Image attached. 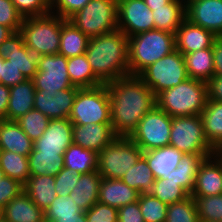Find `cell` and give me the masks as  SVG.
Here are the masks:
<instances>
[{"label":"cell","instance_id":"1","mask_svg":"<svg viewBox=\"0 0 222 222\" xmlns=\"http://www.w3.org/2000/svg\"><path fill=\"white\" fill-rule=\"evenodd\" d=\"M105 85L112 129L116 136L129 137L142 117L156 106V96L138 76L122 77Z\"/></svg>","mask_w":222,"mask_h":222},{"label":"cell","instance_id":"2","mask_svg":"<svg viewBox=\"0 0 222 222\" xmlns=\"http://www.w3.org/2000/svg\"><path fill=\"white\" fill-rule=\"evenodd\" d=\"M85 55L103 84L130 76L128 37L120 30L89 38Z\"/></svg>","mask_w":222,"mask_h":222},{"label":"cell","instance_id":"3","mask_svg":"<svg viewBox=\"0 0 222 222\" xmlns=\"http://www.w3.org/2000/svg\"><path fill=\"white\" fill-rule=\"evenodd\" d=\"M175 50V33L152 29L128 37V61L131 76Z\"/></svg>","mask_w":222,"mask_h":222},{"label":"cell","instance_id":"4","mask_svg":"<svg viewBox=\"0 0 222 222\" xmlns=\"http://www.w3.org/2000/svg\"><path fill=\"white\" fill-rule=\"evenodd\" d=\"M207 99V83L188 78L159 93L156 106L171 117L200 115Z\"/></svg>","mask_w":222,"mask_h":222},{"label":"cell","instance_id":"5","mask_svg":"<svg viewBox=\"0 0 222 222\" xmlns=\"http://www.w3.org/2000/svg\"><path fill=\"white\" fill-rule=\"evenodd\" d=\"M88 38L118 30V0H90L67 19Z\"/></svg>","mask_w":222,"mask_h":222},{"label":"cell","instance_id":"6","mask_svg":"<svg viewBox=\"0 0 222 222\" xmlns=\"http://www.w3.org/2000/svg\"><path fill=\"white\" fill-rule=\"evenodd\" d=\"M65 20L52 13L25 17L19 32L26 46L36 49L43 55H55L59 52L61 28Z\"/></svg>","mask_w":222,"mask_h":222},{"label":"cell","instance_id":"7","mask_svg":"<svg viewBox=\"0 0 222 222\" xmlns=\"http://www.w3.org/2000/svg\"><path fill=\"white\" fill-rule=\"evenodd\" d=\"M143 155L129 137L116 136L98 153L97 171L102 178L121 179Z\"/></svg>","mask_w":222,"mask_h":222},{"label":"cell","instance_id":"8","mask_svg":"<svg viewBox=\"0 0 222 222\" xmlns=\"http://www.w3.org/2000/svg\"><path fill=\"white\" fill-rule=\"evenodd\" d=\"M72 124L111 123L109 92L105 84L79 88L68 118Z\"/></svg>","mask_w":222,"mask_h":222},{"label":"cell","instance_id":"9","mask_svg":"<svg viewBox=\"0 0 222 222\" xmlns=\"http://www.w3.org/2000/svg\"><path fill=\"white\" fill-rule=\"evenodd\" d=\"M138 77L155 96L189 78L184 55L177 49L149 65Z\"/></svg>","mask_w":222,"mask_h":222},{"label":"cell","instance_id":"10","mask_svg":"<svg viewBox=\"0 0 222 222\" xmlns=\"http://www.w3.org/2000/svg\"><path fill=\"white\" fill-rule=\"evenodd\" d=\"M184 154H215L205 137L200 115L172 117L170 144Z\"/></svg>","mask_w":222,"mask_h":222},{"label":"cell","instance_id":"11","mask_svg":"<svg viewBox=\"0 0 222 222\" xmlns=\"http://www.w3.org/2000/svg\"><path fill=\"white\" fill-rule=\"evenodd\" d=\"M172 117L155 106L142 117L129 138L143 152L165 147L170 144Z\"/></svg>","mask_w":222,"mask_h":222},{"label":"cell","instance_id":"12","mask_svg":"<svg viewBox=\"0 0 222 222\" xmlns=\"http://www.w3.org/2000/svg\"><path fill=\"white\" fill-rule=\"evenodd\" d=\"M0 56L8 60L11 66L19 69L26 79H33L43 54L26 46L22 34L17 31L1 43Z\"/></svg>","mask_w":222,"mask_h":222},{"label":"cell","instance_id":"13","mask_svg":"<svg viewBox=\"0 0 222 222\" xmlns=\"http://www.w3.org/2000/svg\"><path fill=\"white\" fill-rule=\"evenodd\" d=\"M33 82L35 89H43L45 93L76 87L68 75L67 58L60 54L42 56Z\"/></svg>","mask_w":222,"mask_h":222},{"label":"cell","instance_id":"14","mask_svg":"<svg viewBox=\"0 0 222 222\" xmlns=\"http://www.w3.org/2000/svg\"><path fill=\"white\" fill-rule=\"evenodd\" d=\"M155 29L152 10L144 0H118V30L127 37Z\"/></svg>","mask_w":222,"mask_h":222},{"label":"cell","instance_id":"15","mask_svg":"<svg viewBox=\"0 0 222 222\" xmlns=\"http://www.w3.org/2000/svg\"><path fill=\"white\" fill-rule=\"evenodd\" d=\"M73 124L68 118L50 119L42 136L35 140L33 149L38 152L58 153L64 155L73 143Z\"/></svg>","mask_w":222,"mask_h":222},{"label":"cell","instance_id":"16","mask_svg":"<svg viewBox=\"0 0 222 222\" xmlns=\"http://www.w3.org/2000/svg\"><path fill=\"white\" fill-rule=\"evenodd\" d=\"M78 89L79 87H70L53 93L36 89L34 109L49 119L69 118Z\"/></svg>","mask_w":222,"mask_h":222},{"label":"cell","instance_id":"17","mask_svg":"<svg viewBox=\"0 0 222 222\" xmlns=\"http://www.w3.org/2000/svg\"><path fill=\"white\" fill-rule=\"evenodd\" d=\"M186 19L222 36V0H194L186 5Z\"/></svg>","mask_w":222,"mask_h":222},{"label":"cell","instance_id":"18","mask_svg":"<svg viewBox=\"0 0 222 222\" xmlns=\"http://www.w3.org/2000/svg\"><path fill=\"white\" fill-rule=\"evenodd\" d=\"M222 194V152L205 158L201 163L191 193L192 197Z\"/></svg>","mask_w":222,"mask_h":222},{"label":"cell","instance_id":"19","mask_svg":"<svg viewBox=\"0 0 222 222\" xmlns=\"http://www.w3.org/2000/svg\"><path fill=\"white\" fill-rule=\"evenodd\" d=\"M73 144L99 153L115 137L111 123L73 124Z\"/></svg>","mask_w":222,"mask_h":222},{"label":"cell","instance_id":"20","mask_svg":"<svg viewBox=\"0 0 222 222\" xmlns=\"http://www.w3.org/2000/svg\"><path fill=\"white\" fill-rule=\"evenodd\" d=\"M216 37L211 31L185 19L175 32V49L184 55L200 49L212 48Z\"/></svg>","mask_w":222,"mask_h":222},{"label":"cell","instance_id":"21","mask_svg":"<svg viewBox=\"0 0 222 222\" xmlns=\"http://www.w3.org/2000/svg\"><path fill=\"white\" fill-rule=\"evenodd\" d=\"M139 193L129 187L121 179L102 178L98 202L115 208L134 203L138 200Z\"/></svg>","mask_w":222,"mask_h":222},{"label":"cell","instance_id":"22","mask_svg":"<svg viewBox=\"0 0 222 222\" xmlns=\"http://www.w3.org/2000/svg\"><path fill=\"white\" fill-rule=\"evenodd\" d=\"M35 92L33 79L11 86L5 120L16 121L33 109Z\"/></svg>","mask_w":222,"mask_h":222},{"label":"cell","instance_id":"23","mask_svg":"<svg viewBox=\"0 0 222 222\" xmlns=\"http://www.w3.org/2000/svg\"><path fill=\"white\" fill-rule=\"evenodd\" d=\"M33 143L16 121L0 120V150L28 157Z\"/></svg>","mask_w":222,"mask_h":222},{"label":"cell","instance_id":"24","mask_svg":"<svg viewBox=\"0 0 222 222\" xmlns=\"http://www.w3.org/2000/svg\"><path fill=\"white\" fill-rule=\"evenodd\" d=\"M8 222H45V213L22 191L4 207Z\"/></svg>","mask_w":222,"mask_h":222},{"label":"cell","instance_id":"25","mask_svg":"<svg viewBox=\"0 0 222 222\" xmlns=\"http://www.w3.org/2000/svg\"><path fill=\"white\" fill-rule=\"evenodd\" d=\"M143 156L146 158L155 179H160L162 176H168L172 170L177 168L184 153L171 145H167L145 151Z\"/></svg>","mask_w":222,"mask_h":222},{"label":"cell","instance_id":"26","mask_svg":"<svg viewBox=\"0 0 222 222\" xmlns=\"http://www.w3.org/2000/svg\"><path fill=\"white\" fill-rule=\"evenodd\" d=\"M101 179L102 176L97 170L80 175L69 196L72 197L82 211H88L98 202Z\"/></svg>","mask_w":222,"mask_h":222},{"label":"cell","instance_id":"27","mask_svg":"<svg viewBox=\"0 0 222 222\" xmlns=\"http://www.w3.org/2000/svg\"><path fill=\"white\" fill-rule=\"evenodd\" d=\"M212 155L214 154H184L177 168L162 178L176 181L191 195L201 163Z\"/></svg>","mask_w":222,"mask_h":222},{"label":"cell","instance_id":"28","mask_svg":"<svg viewBox=\"0 0 222 222\" xmlns=\"http://www.w3.org/2000/svg\"><path fill=\"white\" fill-rule=\"evenodd\" d=\"M23 191L40 209L46 210L57 196L55 178L48 174L30 176L23 185Z\"/></svg>","mask_w":222,"mask_h":222},{"label":"cell","instance_id":"29","mask_svg":"<svg viewBox=\"0 0 222 222\" xmlns=\"http://www.w3.org/2000/svg\"><path fill=\"white\" fill-rule=\"evenodd\" d=\"M200 116L209 144L217 152H222V102L207 99L205 109Z\"/></svg>","mask_w":222,"mask_h":222},{"label":"cell","instance_id":"30","mask_svg":"<svg viewBox=\"0 0 222 222\" xmlns=\"http://www.w3.org/2000/svg\"><path fill=\"white\" fill-rule=\"evenodd\" d=\"M155 29L175 33L186 19V5L182 0H171L164 7L153 8Z\"/></svg>","mask_w":222,"mask_h":222},{"label":"cell","instance_id":"31","mask_svg":"<svg viewBox=\"0 0 222 222\" xmlns=\"http://www.w3.org/2000/svg\"><path fill=\"white\" fill-rule=\"evenodd\" d=\"M45 221L51 222H87L86 214L74 202L72 197L56 196L51 205L44 210Z\"/></svg>","mask_w":222,"mask_h":222},{"label":"cell","instance_id":"32","mask_svg":"<svg viewBox=\"0 0 222 222\" xmlns=\"http://www.w3.org/2000/svg\"><path fill=\"white\" fill-rule=\"evenodd\" d=\"M184 59L189 78L207 83L214 76L212 48L184 54Z\"/></svg>","mask_w":222,"mask_h":222},{"label":"cell","instance_id":"33","mask_svg":"<svg viewBox=\"0 0 222 222\" xmlns=\"http://www.w3.org/2000/svg\"><path fill=\"white\" fill-rule=\"evenodd\" d=\"M89 38L67 19L62 23L58 54L71 58L85 54Z\"/></svg>","mask_w":222,"mask_h":222},{"label":"cell","instance_id":"34","mask_svg":"<svg viewBox=\"0 0 222 222\" xmlns=\"http://www.w3.org/2000/svg\"><path fill=\"white\" fill-rule=\"evenodd\" d=\"M64 167L72 169L76 174L96 171L98 153L72 143L64 152Z\"/></svg>","mask_w":222,"mask_h":222},{"label":"cell","instance_id":"35","mask_svg":"<svg viewBox=\"0 0 222 222\" xmlns=\"http://www.w3.org/2000/svg\"><path fill=\"white\" fill-rule=\"evenodd\" d=\"M67 71L73 86L91 88L103 84L94 75L85 54L67 58Z\"/></svg>","mask_w":222,"mask_h":222},{"label":"cell","instance_id":"36","mask_svg":"<svg viewBox=\"0 0 222 222\" xmlns=\"http://www.w3.org/2000/svg\"><path fill=\"white\" fill-rule=\"evenodd\" d=\"M30 176H56L64 168V155L58 153L38 152L34 149L28 156Z\"/></svg>","mask_w":222,"mask_h":222},{"label":"cell","instance_id":"37","mask_svg":"<svg viewBox=\"0 0 222 222\" xmlns=\"http://www.w3.org/2000/svg\"><path fill=\"white\" fill-rule=\"evenodd\" d=\"M121 180L138 191L139 194H146L151 192L155 177L146 158L142 155L138 162L128 169Z\"/></svg>","mask_w":222,"mask_h":222},{"label":"cell","instance_id":"38","mask_svg":"<svg viewBox=\"0 0 222 222\" xmlns=\"http://www.w3.org/2000/svg\"><path fill=\"white\" fill-rule=\"evenodd\" d=\"M0 167L5 176L19 181L24 185L30 177L28 157L0 150Z\"/></svg>","mask_w":222,"mask_h":222},{"label":"cell","instance_id":"39","mask_svg":"<svg viewBox=\"0 0 222 222\" xmlns=\"http://www.w3.org/2000/svg\"><path fill=\"white\" fill-rule=\"evenodd\" d=\"M150 194L167 205L180 202L190 196L176 181L164 178L155 179Z\"/></svg>","mask_w":222,"mask_h":222},{"label":"cell","instance_id":"40","mask_svg":"<svg viewBox=\"0 0 222 222\" xmlns=\"http://www.w3.org/2000/svg\"><path fill=\"white\" fill-rule=\"evenodd\" d=\"M165 222H201L195 199L188 198L168 205Z\"/></svg>","mask_w":222,"mask_h":222},{"label":"cell","instance_id":"41","mask_svg":"<svg viewBox=\"0 0 222 222\" xmlns=\"http://www.w3.org/2000/svg\"><path fill=\"white\" fill-rule=\"evenodd\" d=\"M138 203L144 222H165L168 205L150 193L139 194Z\"/></svg>","mask_w":222,"mask_h":222},{"label":"cell","instance_id":"42","mask_svg":"<svg viewBox=\"0 0 222 222\" xmlns=\"http://www.w3.org/2000/svg\"><path fill=\"white\" fill-rule=\"evenodd\" d=\"M49 121L50 119L47 116L34 108L16 120L33 142L42 136Z\"/></svg>","mask_w":222,"mask_h":222},{"label":"cell","instance_id":"43","mask_svg":"<svg viewBox=\"0 0 222 222\" xmlns=\"http://www.w3.org/2000/svg\"><path fill=\"white\" fill-rule=\"evenodd\" d=\"M193 198L201 222H222V194Z\"/></svg>","mask_w":222,"mask_h":222},{"label":"cell","instance_id":"44","mask_svg":"<svg viewBox=\"0 0 222 222\" xmlns=\"http://www.w3.org/2000/svg\"><path fill=\"white\" fill-rule=\"evenodd\" d=\"M17 11L25 17L43 16L51 13L50 0H12Z\"/></svg>","mask_w":222,"mask_h":222},{"label":"cell","instance_id":"45","mask_svg":"<svg viewBox=\"0 0 222 222\" xmlns=\"http://www.w3.org/2000/svg\"><path fill=\"white\" fill-rule=\"evenodd\" d=\"M23 19L12 0H0V24L17 32L20 30Z\"/></svg>","mask_w":222,"mask_h":222},{"label":"cell","instance_id":"46","mask_svg":"<svg viewBox=\"0 0 222 222\" xmlns=\"http://www.w3.org/2000/svg\"><path fill=\"white\" fill-rule=\"evenodd\" d=\"M81 174H76L72 169L64 167L55 178V191L57 196H68L77 184Z\"/></svg>","mask_w":222,"mask_h":222},{"label":"cell","instance_id":"47","mask_svg":"<svg viewBox=\"0 0 222 222\" xmlns=\"http://www.w3.org/2000/svg\"><path fill=\"white\" fill-rule=\"evenodd\" d=\"M87 222H118V209L97 202L85 211Z\"/></svg>","mask_w":222,"mask_h":222},{"label":"cell","instance_id":"48","mask_svg":"<svg viewBox=\"0 0 222 222\" xmlns=\"http://www.w3.org/2000/svg\"><path fill=\"white\" fill-rule=\"evenodd\" d=\"M89 1L90 0H50L51 13L68 19L81 10Z\"/></svg>","mask_w":222,"mask_h":222},{"label":"cell","instance_id":"49","mask_svg":"<svg viewBox=\"0 0 222 222\" xmlns=\"http://www.w3.org/2000/svg\"><path fill=\"white\" fill-rule=\"evenodd\" d=\"M23 191V185L5 176L0 180V206L5 207L10 201Z\"/></svg>","mask_w":222,"mask_h":222},{"label":"cell","instance_id":"50","mask_svg":"<svg viewBox=\"0 0 222 222\" xmlns=\"http://www.w3.org/2000/svg\"><path fill=\"white\" fill-rule=\"evenodd\" d=\"M25 76L19 69L10 65V62L3 58V71L0 78V84L11 87L25 81Z\"/></svg>","mask_w":222,"mask_h":222},{"label":"cell","instance_id":"51","mask_svg":"<svg viewBox=\"0 0 222 222\" xmlns=\"http://www.w3.org/2000/svg\"><path fill=\"white\" fill-rule=\"evenodd\" d=\"M118 222H144L138 201L118 208Z\"/></svg>","mask_w":222,"mask_h":222},{"label":"cell","instance_id":"52","mask_svg":"<svg viewBox=\"0 0 222 222\" xmlns=\"http://www.w3.org/2000/svg\"><path fill=\"white\" fill-rule=\"evenodd\" d=\"M208 99L222 102V76H213L207 82Z\"/></svg>","mask_w":222,"mask_h":222},{"label":"cell","instance_id":"53","mask_svg":"<svg viewBox=\"0 0 222 222\" xmlns=\"http://www.w3.org/2000/svg\"><path fill=\"white\" fill-rule=\"evenodd\" d=\"M214 76H222V36L216 37L212 45Z\"/></svg>","mask_w":222,"mask_h":222},{"label":"cell","instance_id":"54","mask_svg":"<svg viewBox=\"0 0 222 222\" xmlns=\"http://www.w3.org/2000/svg\"><path fill=\"white\" fill-rule=\"evenodd\" d=\"M10 87L0 84V120H5L9 102Z\"/></svg>","mask_w":222,"mask_h":222},{"label":"cell","instance_id":"55","mask_svg":"<svg viewBox=\"0 0 222 222\" xmlns=\"http://www.w3.org/2000/svg\"><path fill=\"white\" fill-rule=\"evenodd\" d=\"M171 0H144L145 4L153 11V8L164 7Z\"/></svg>","mask_w":222,"mask_h":222},{"label":"cell","instance_id":"56","mask_svg":"<svg viewBox=\"0 0 222 222\" xmlns=\"http://www.w3.org/2000/svg\"><path fill=\"white\" fill-rule=\"evenodd\" d=\"M12 33H14L9 27L0 24V45L5 41Z\"/></svg>","mask_w":222,"mask_h":222},{"label":"cell","instance_id":"57","mask_svg":"<svg viewBox=\"0 0 222 222\" xmlns=\"http://www.w3.org/2000/svg\"><path fill=\"white\" fill-rule=\"evenodd\" d=\"M2 71H3V57L0 56V78H1V75H2Z\"/></svg>","mask_w":222,"mask_h":222},{"label":"cell","instance_id":"58","mask_svg":"<svg viewBox=\"0 0 222 222\" xmlns=\"http://www.w3.org/2000/svg\"><path fill=\"white\" fill-rule=\"evenodd\" d=\"M4 219V207L0 206V221Z\"/></svg>","mask_w":222,"mask_h":222},{"label":"cell","instance_id":"59","mask_svg":"<svg viewBox=\"0 0 222 222\" xmlns=\"http://www.w3.org/2000/svg\"><path fill=\"white\" fill-rule=\"evenodd\" d=\"M5 177V173L3 172V170L0 167V180L3 179Z\"/></svg>","mask_w":222,"mask_h":222},{"label":"cell","instance_id":"60","mask_svg":"<svg viewBox=\"0 0 222 222\" xmlns=\"http://www.w3.org/2000/svg\"><path fill=\"white\" fill-rule=\"evenodd\" d=\"M184 2L185 5H187L188 3H190L191 1H194V0H182Z\"/></svg>","mask_w":222,"mask_h":222}]
</instances>
